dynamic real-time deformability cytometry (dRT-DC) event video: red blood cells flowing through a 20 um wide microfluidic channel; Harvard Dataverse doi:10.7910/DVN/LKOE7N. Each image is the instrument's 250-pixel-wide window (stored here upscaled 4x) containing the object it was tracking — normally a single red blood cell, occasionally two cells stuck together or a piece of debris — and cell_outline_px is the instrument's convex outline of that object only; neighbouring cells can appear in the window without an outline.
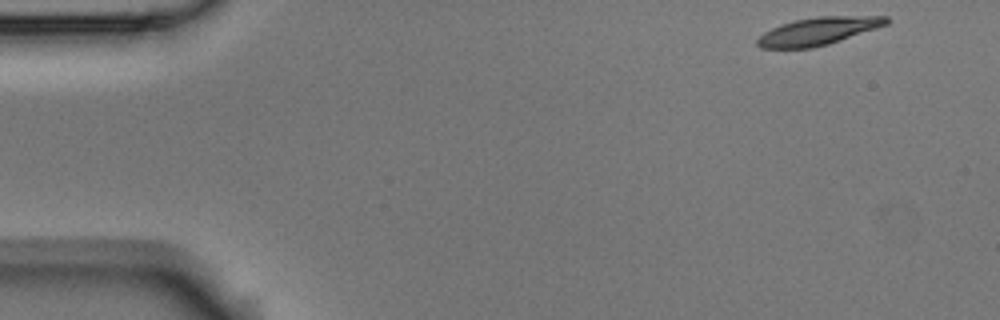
{"species": "Egyptian fruit bat (a non-hibernating species)", "species_latin": "Rousettus aegyptiacus", "temperature_condition": "room temperature", "stored_images_in_passage": 50, "camera_frame_rate_fps": 3000, "um_per_image_px": 0.085, "animal": {"sex": "male"}, "frame": {"image": 1, "passage_image": 1, "time_ms": 0.0, "image_size_px": [1000, 320], "cell_outline_px": [[892, 20], [888, 24], [828, 44], [812, 48], [760, 48], [756, 44], [756, 40], [764, 32], [772, 28], [796, 20], [816, 16], [888, 16]], "centroid_in_image_um": [69.57, 2.64], "position_along_channel_um": 15.4, "area_um2": 20.63}}
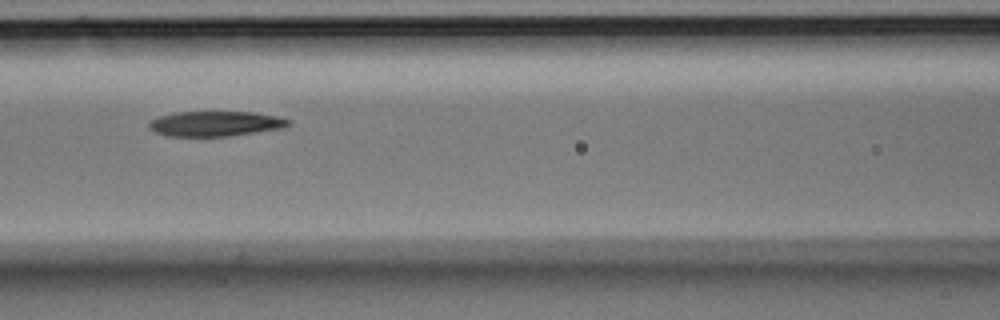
{"frame": {"image": 2, "passage_image": 20, "time_ms": 6.333, "image_size_px": [1000, 320], "cell_outline_px": [[292, 124], [284, 128], [228, 136], [168, 136], [156, 132], [148, 128], [148, 124], [152, 120], [160, 116], [176, 112], [252, 112], [276, 116], [292, 120]], "centroid_in_image_um": [18.34, 10.51], "position_along_channel_um": 148.3, "area_um2": 20.35}}
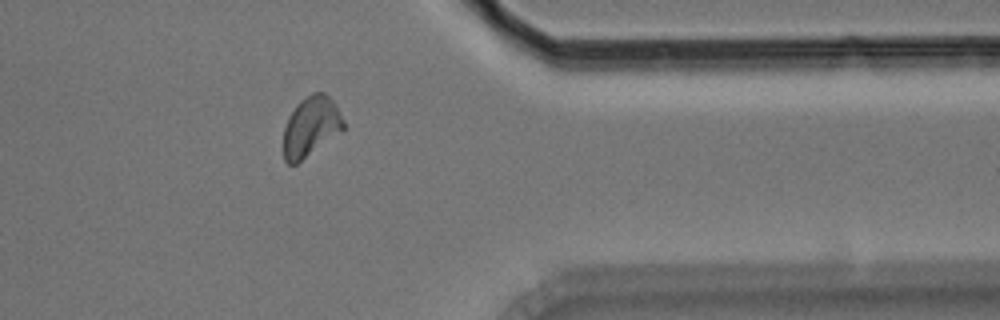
{"frame": {"image": 3, "passage_image": 40, "time_ms": 13.0, "image_size_px": [1000, 320], "cell_outline_px": [[344, 132], [296, 164], [288, 164], [284, 160], [284, 128], [288, 116], [296, 104], [300, 100], [312, 92], [324, 92], [336, 104], [344, 120]], "centroid_in_image_um": [26.45, 10.76], "position_along_channel_um": 384.9, "area_um2": 21.39}, "authors_computed_cell_mechanics": {"area_um2": 21.0103, "velocity_mm_per_s": 3.7556, "shape_relaxation_time_tau1_ms": 5.2853, "shape_relaxation_time_tau2_ms": null, "deformation_change_tau1": 0.1795, "deformation_change_tau2": null}}